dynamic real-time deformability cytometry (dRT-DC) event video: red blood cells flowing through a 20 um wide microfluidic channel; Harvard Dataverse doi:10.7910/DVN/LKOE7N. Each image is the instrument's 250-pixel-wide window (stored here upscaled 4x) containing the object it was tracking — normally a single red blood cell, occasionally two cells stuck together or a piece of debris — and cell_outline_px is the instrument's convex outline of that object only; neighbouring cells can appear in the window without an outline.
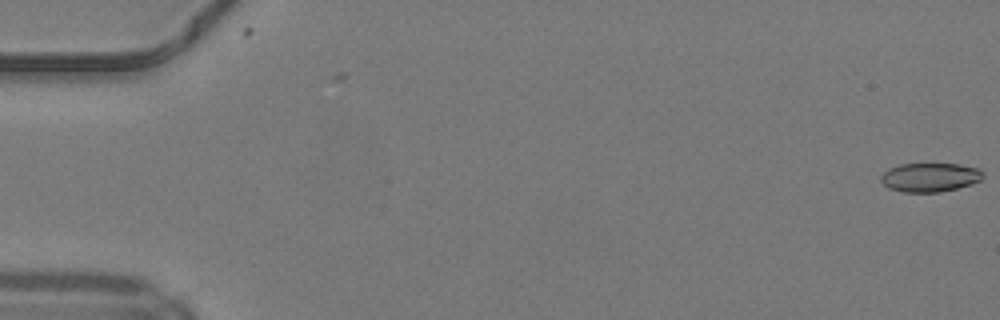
{"species": "common noctule bat (a hibernating species)", "species_latin": "Nyctalus noctula", "temperature_condition": "warm", "stored_images_in_passage": 2, "camera_frame_rate_fps": 3000, "um_per_image_px": 0.085, "animal": {"sex": "male", "body_mass_g": 19.2, "forearm_length_mm": 51.8}, "frame": {"image": 1, "passage_image": 2, "time_ms": 0.333, "image_size_px": [1000, 320], "cell_outline_px": [[984, 176], [980, 180], [972, 184], [940, 192], [904, 192], [888, 188], [880, 180], [880, 176], [888, 168], [900, 164], [960, 164], [980, 168], [984, 172]], "centroid_in_image_um": [79.06, 15.06], "position_along_channel_um": 5.9, "area_um2": 17.34}}